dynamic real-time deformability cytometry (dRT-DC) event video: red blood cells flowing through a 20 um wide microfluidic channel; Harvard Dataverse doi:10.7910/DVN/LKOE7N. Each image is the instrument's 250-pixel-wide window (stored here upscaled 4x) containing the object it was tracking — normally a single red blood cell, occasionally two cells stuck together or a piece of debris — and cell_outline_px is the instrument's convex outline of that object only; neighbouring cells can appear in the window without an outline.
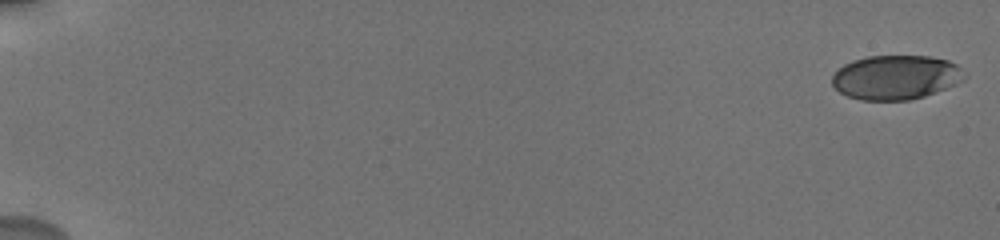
{"species": "human", "species_latin": "Homo sapiens", "temperature_condition": "cold", "stored_images_in_passage": 24, "camera_frame_rate_fps": 3000, "um_per_image_px": 0.085, "donor": {"sex": "male"}, "frame": {"image": 1, "passage_image": 1, "time_ms": 0.0, "image_size_px": [1000, 240], "cell_outline_px": [[968, 76], [964, 80], [956, 84], [924, 96], [908, 100], [860, 100], [848, 96], [840, 92], [832, 84], [832, 76], [844, 64], [852, 60], [868, 56], [928, 56], [948, 60], [956, 64]], "centroid_in_image_um": [76.16, 6.57], "position_along_channel_um": 8.8, "area_um2": 34.16}}
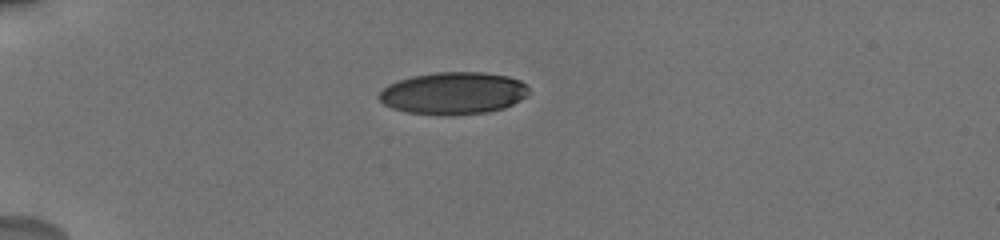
{"frame": {"image": 2, "passage_image": 17, "time_ms": 5.333, "image_size_px": [1000, 240], "cell_outline_px": [[528, 96], [504, 108], [488, 112], [452, 116], [440, 116], [408, 112], [392, 108], [384, 104], [376, 96], [388, 84], [412, 76], [436, 72], [484, 72], [508, 76], [520, 80], [528, 88]], "centroid_in_image_um": [38.53, 7.93], "position_along_channel_um": 46.5, "area_um2": 37.17}}
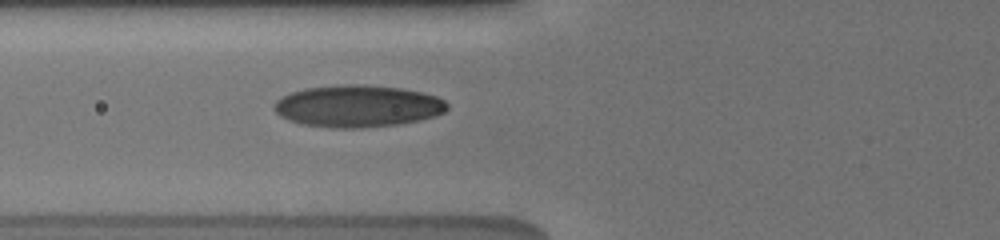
{"frame": {"image": 3, "passage_image": 24, "time_ms": 7.667, "image_size_px": [1000, 240], "cell_outline_px": [[448, 108], [444, 112], [436, 116], [400, 124], [352, 128], [336, 128], [304, 124], [288, 120], [280, 116], [272, 108], [272, 104], [276, 100], [292, 92], [304, 88], [344, 84], [364, 84], [400, 88], [424, 92], [436, 96], [444, 100], [448, 104]], "centroid_in_image_um": [30.41, 9.01], "position_along_channel_um": 95.4, "area_um2": 42.43}}